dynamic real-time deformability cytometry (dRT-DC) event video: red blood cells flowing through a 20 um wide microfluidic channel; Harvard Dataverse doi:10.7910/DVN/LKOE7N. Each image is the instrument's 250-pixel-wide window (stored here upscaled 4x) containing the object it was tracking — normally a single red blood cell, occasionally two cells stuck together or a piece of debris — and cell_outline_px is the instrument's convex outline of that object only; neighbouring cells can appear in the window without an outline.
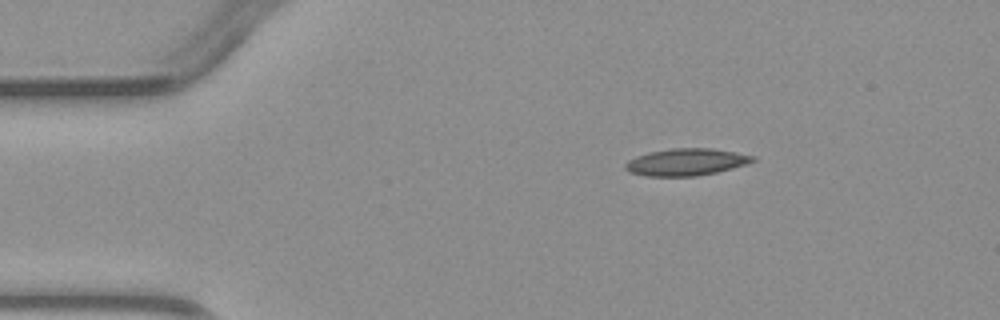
{"species": "common noctule bat (a hibernating species)", "species_latin": "Nyctalus noctula", "temperature_condition": "warm", "stored_images_in_passage": 4, "camera_frame_rate_fps": 3000, "um_per_image_px": 0.085, "animal": {"sex": "male", "body_mass_g": 23.1, "forearm_length_mm": 52.7}, "frame": {"image": 1, "passage_image": 1, "time_ms": 0.0, "image_size_px": [1000, 320], "cell_outline_px": [[756, 160], [748, 164], [716, 172], [696, 176], [644, 176], [628, 172], [624, 168], [624, 164], [628, 160], [636, 156], [648, 152], [672, 148], [712, 148], [736, 152], [756, 156]], "centroid_in_image_um": [58.31, 13.77], "position_along_channel_um": 26.7, "area_um2": 20.29}}
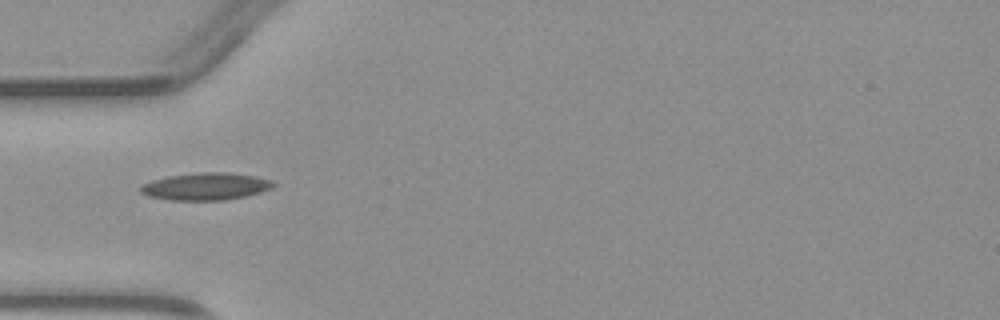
{"frame": {"image": 2, "passage_image": 3, "time_ms": 2.333, "image_size_px": [1000, 320], "cell_outline_px": [[276, 184], [272, 188], [260, 192], [244, 196], [224, 200], [168, 200], [148, 196], [140, 192], [136, 188], [140, 184], [152, 180], [168, 176], [204, 172], [228, 172], [252, 176], [272, 180]], "centroid_in_image_um": [17.42, 15.85], "position_along_channel_um": 67.6, "area_um2": 21.15}}
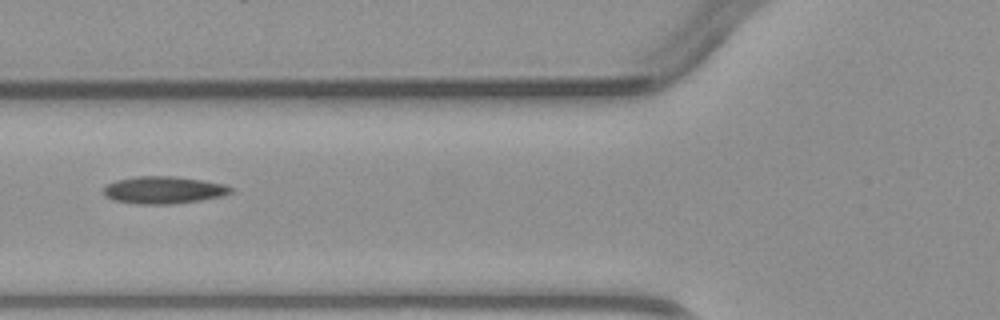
{"frame": {"image": 3, "passage_image": 4, "time_ms": 3.333, "image_size_px": [1000, 320], "cell_outline_px": [[232, 192], [224, 196], [200, 200], [168, 204], [136, 204], [112, 200], [104, 196], [104, 188], [108, 184], [116, 180], [136, 176], [172, 176], [200, 180], [224, 184], [232, 188]], "centroid_in_image_um": [13.88, 16.15], "position_along_channel_um": 111.9, "area_um2": 20.17}}